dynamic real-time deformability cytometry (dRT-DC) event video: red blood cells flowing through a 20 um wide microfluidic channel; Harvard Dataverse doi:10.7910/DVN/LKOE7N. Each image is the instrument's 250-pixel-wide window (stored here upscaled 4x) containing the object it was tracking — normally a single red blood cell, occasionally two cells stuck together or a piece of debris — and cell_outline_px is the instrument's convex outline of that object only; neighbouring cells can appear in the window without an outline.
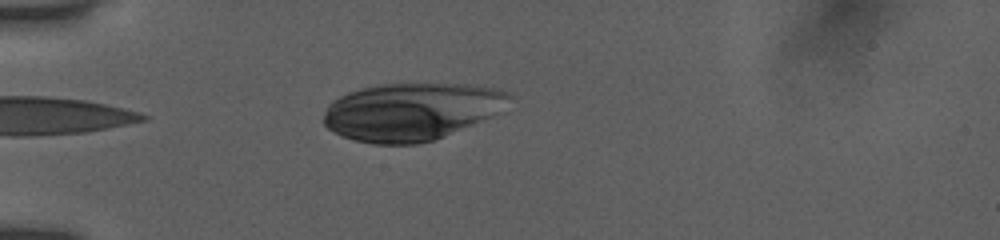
{"species": "human", "species_latin": "Homo sapiens", "temperature_condition": "room temperature", "stored_images_in_passage": 38, "camera_frame_rate_fps": 3000, "um_per_image_px": 0.085, "donor": {"sex": "female"}, "frame": {"image": 1, "passage_image": 1, "time_ms": 0.0, "image_size_px": [1000, 240], "cell_outline_px": [[512, 96], [492, 116], [444, 136], [432, 140], [416, 144], [372, 144], [356, 140], [344, 136], [328, 128], [324, 124], [324, 112], [328, 104], [332, 100], [348, 92], [380, 84], [476, 84], [496, 88], [508, 92]], "centroid_in_image_um": [34.95, 9.47], "position_along_channel_um": 50.1, "area_um2": 61.73}}
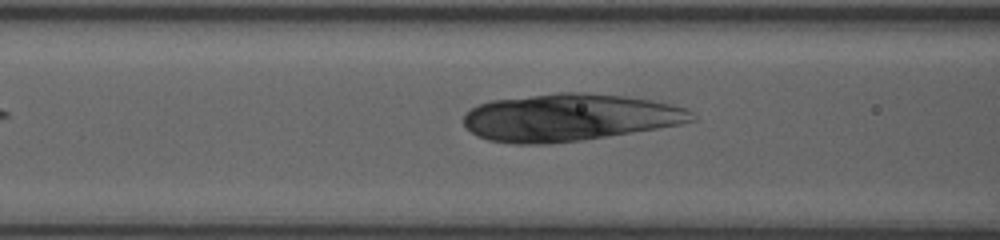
{"frame": {"image": 2, "passage_image": 8, "time_ms": 2.333, "image_size_px": [1000, 240], "cell_outline_px": [[696, 120], [680, 124], [632, 132], [580, 140], [548, 144], [516, 144], [488, 140], [476, 136], [464, 124], [464, 116], [472, 108], [480, 104], [492, 100], [556, 92], [588, 92], [624, 96], [652, 100], [684, 108], [692, 112], [696, 116]], "centroid_in_image_um": [48.38, 9.98], "position_along_channel_um": 118.2, "area_um2": 62.6}}